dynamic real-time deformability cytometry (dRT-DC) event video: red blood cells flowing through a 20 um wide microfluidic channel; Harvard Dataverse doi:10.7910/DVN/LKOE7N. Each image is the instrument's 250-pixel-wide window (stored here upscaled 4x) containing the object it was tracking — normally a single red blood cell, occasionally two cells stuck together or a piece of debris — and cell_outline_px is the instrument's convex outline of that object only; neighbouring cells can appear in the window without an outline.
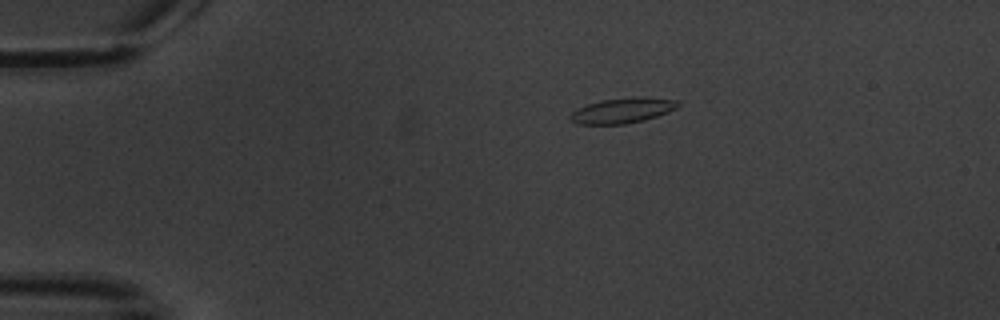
{"species": "common noctule bat (a hibernating species)", "species_latin": "Nyctalus noctula", "temperature_condition": "warm", "stored_images_in_passage": 3, "camera_frame_rate_fps": 3000, "um_per_image_px": 0.085, "animal": {"sex": "male", "body_mass_g": 20.1, "forearm_length_mm": 53.5}, "frame": {"image": 1, "passage_image": 1, "time_ms": 0.0, "image_size_px": [1000, 320], "cell_outline_px": [[680, 104], [676, 108], [668, 112], [644, 120], [624, 124], [576, 124], [568, 116], [576, 108], [600, 100], [644, 96], [676, 100]], "centroid_in_image_um": [52.89, 9.39], "position_along_channel_um": 32.1, "area_um2": 15.84}}
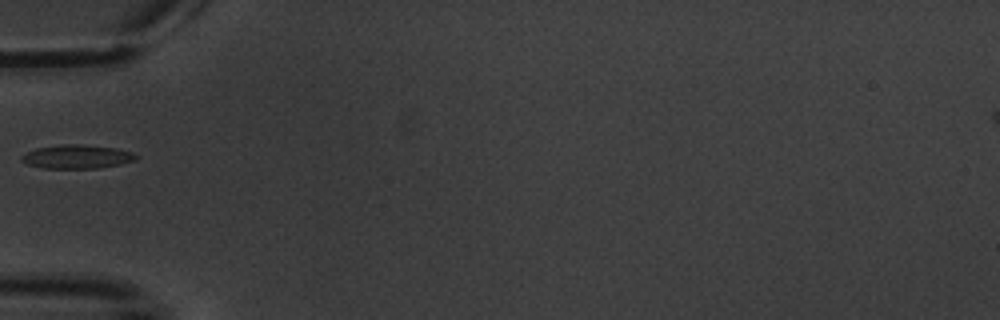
{"frame": {"image": 2, "passage_image": 3, "time_ms": 3.0, "image_size_px": [1000, 320], "cell_outline_px": [[140, 156], [136, 160], [120, 164], [100, 168], [44, 168], [28, 164], [20, 160], [20, 156], [36, 148], [64, 144], [84, 144], [116, 148], [132, 152]], "centroid_in_image_um": [6.58, 13.31], "position_along_channel_um": 78.4, "area_um2": 15.9}}